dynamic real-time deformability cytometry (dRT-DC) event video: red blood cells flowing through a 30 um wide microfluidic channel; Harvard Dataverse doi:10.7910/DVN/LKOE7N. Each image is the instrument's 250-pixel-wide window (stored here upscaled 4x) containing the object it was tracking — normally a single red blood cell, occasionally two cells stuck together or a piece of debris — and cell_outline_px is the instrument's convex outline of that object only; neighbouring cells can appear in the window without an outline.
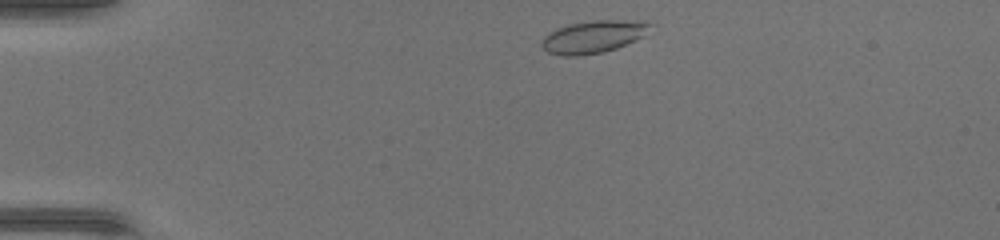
{"species": "common noctule bat (a hibernating species)", "species_latin": "Nyctalus noctula", "temperature_condition": "warm", "stored_images_in_passage": 38, "camera_frame_rate_fps": 3000, "um_per_image_px": 0.085, "animal": {"sex": "female", "body_mass_g": 17.0, "forearm_length_mm": 48.0}, "frame": {"image": 1, "passage_image": 2, "time_ms": 0.333, "image_size_px": [1000, 240], "cell_outline_px": [[648, 24], [644, 36], [616, 48], [604, 52], [576, 56], [564, 56], [548, 52], [540, 44], [544, 36], [548, 32], [556, 28], [568, 24], [592, 20], [648, 20]], "centroid_in_image_um": [50.38, 3.11], "position_along_channel_um": 34.6, "area_um2": 20.46}}
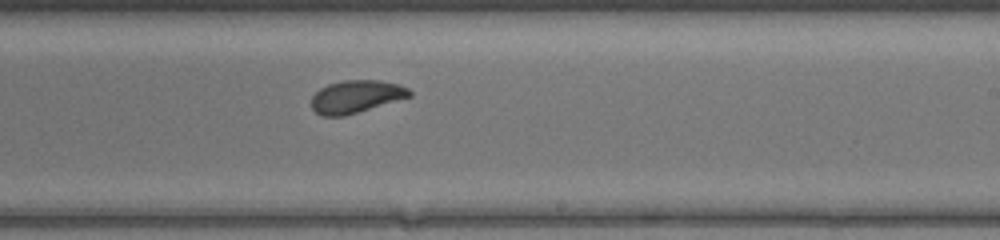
{"frame": {"image": 2, "passage_image": 21, "time_ms": 6.667, "image_size_px": [1000, 240], "cell_outline_px": [[412, 96], [344, 116], [324, 116], [316, 112], [312, 108], [312, 96], [320, 88], [328, 84], [344, 80], [380, 80], [400, 84], [408, 88], [412, 92]], "centroid_in_image_um": [30.28, 8.2], "position_along_channel_um": 258.7, "area_um2": 18.61}}
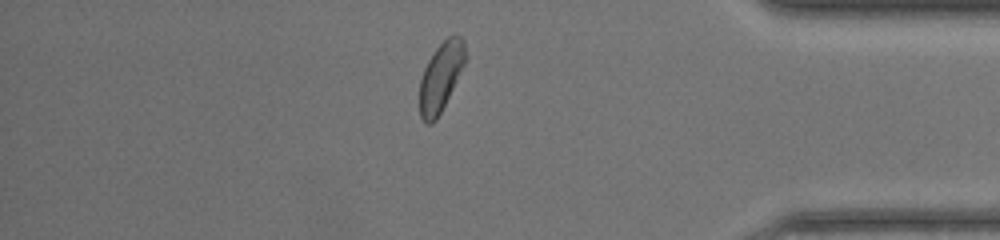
{"frame": {"image": 3, "passage_image": 32, "time_ms": 10.333, "image_size_px": [1000, 240], "cell_outline_px": [[464, 64], [436, 120], [432, 124], [428, 124], [420, 116], [420, 80], [424, 68], [428, 60], [436, 48], [448, 36], [460, 36], [464, 40]], "centroid_in_image_um": [37.44, 6.53], "position_along_channel_um": 397.8, "area_um2": 17.69}}